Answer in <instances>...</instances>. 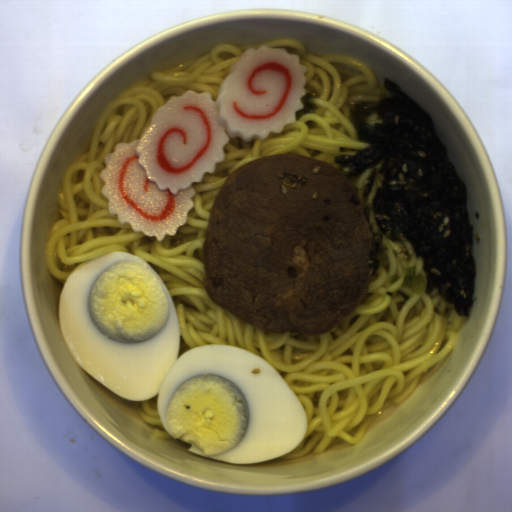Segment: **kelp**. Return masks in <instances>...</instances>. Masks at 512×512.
Instances as JSON below:
<instances>
[{
    "label": "kelp",
    "instance_id": "1",
    "mask_svg": "<svg viewBox=\"0 0 512 512\" xmlns=\"http://www.w3.org/2000/svg\"><path fill=\"white\" fill-rule=\"evenodd\" d=\"M375 103H353L349 120L364 149L336 155L347 178L365 179L363 195L373 191L375 224L390 242L410 240L423 258L427 296L436 288L458 316L469 317L476 288L474 224L469 219L465 180L449 158L433 117L400 84L385 76Z\"/></svg>",
    "mask_w": 512,
    "mask_h": 512
},
{
    "label": "kelp",
    "instance_id": "2",
    "mask_svg": "<svg viewBox=\"0 0 512 512\" xmlns=\"http://www.w3.org/2000/svg\"><path fill=\"white\" fill-rule=\"evenodd\" d=\"M383 234L379 232H372V243H371V258H372V266H371V274L370 278L375 276L379 267L380 260L377 258L378 251L382 245Z\"/></svg>",
    "mask_w": 512,
    "mask_h": 512
}]
</instances>
